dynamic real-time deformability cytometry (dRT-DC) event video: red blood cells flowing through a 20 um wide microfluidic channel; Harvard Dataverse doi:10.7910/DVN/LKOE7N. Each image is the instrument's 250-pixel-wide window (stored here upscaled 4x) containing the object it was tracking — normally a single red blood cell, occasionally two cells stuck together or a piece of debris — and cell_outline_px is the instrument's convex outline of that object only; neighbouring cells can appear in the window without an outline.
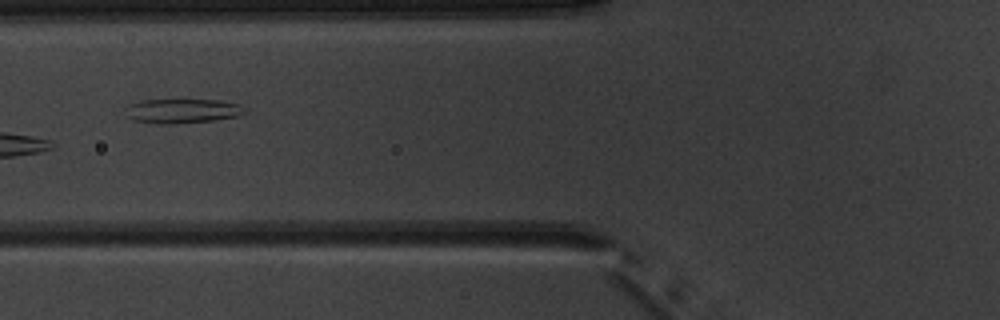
{"species": "common noctule bat (a hibernating species)", "species_latin": "Nyctalus noctula", "temperature_condition": "warm", "stored_images_in_passage": 5, "camera_frame_rate_fps": 3000, "um_per_image_px": 0.085, "animal": {"sex": "male", "body_mass_g": 20.1, "forearm_length_mm": 53.5}, "frame": {"image": 1, "passage_image": 5, "time_ms": 5.333, "image_size_px": [1000, 320], "cell_outline_px": [[248, 112], [236, 116], [212, 120], [176, 124], [160, 124], [132, 120], [120, 108], [128, 104], [140, 100], [220, 100], [240, 104]], "centroid_in_image_um": [15.41, 9.43], "position_along_channel_um": 110.4, "area_um2": 17.22}}